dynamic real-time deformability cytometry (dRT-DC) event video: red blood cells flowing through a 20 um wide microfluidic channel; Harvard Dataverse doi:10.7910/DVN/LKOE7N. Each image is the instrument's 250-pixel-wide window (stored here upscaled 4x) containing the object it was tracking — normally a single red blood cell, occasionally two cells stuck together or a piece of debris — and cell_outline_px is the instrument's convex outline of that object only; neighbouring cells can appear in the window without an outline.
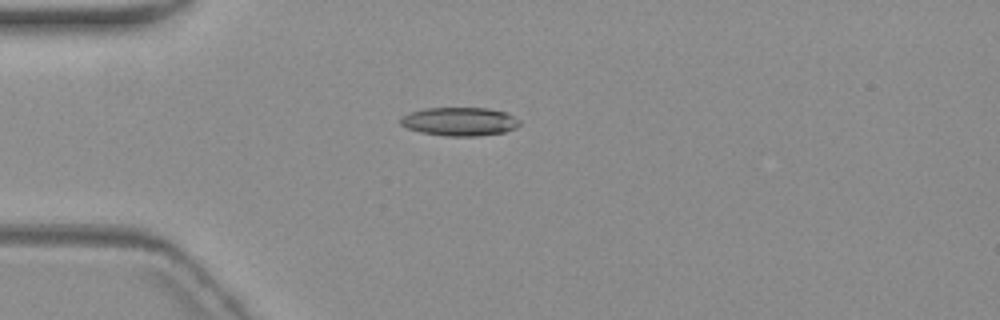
{"species": "common noctule bat (a hibernating species)", "species_latin": "Nyctalus noctula", "temperature_condition": "warm", "stored_images_in_passage": 5, "camera_frame_rate_fps": 3000, "um_per_image_px": 0.085, "animal": {"sex": "female", "body_mass_g": 19.3, "forearm_length_mm": 54.1}, "frame": {"image": 1, "passage_image": 1, "time_ms": 0.0, "image_size_px": [1000, 320], "cell_outline_px": [[520, 124], [516, 128], [504, 132], [476, 136], [444, 136], [420, 132], [408, 128], [400, 124], [400, 120], [404, 116], [412, 112], [424, 108], [488, 108], [504, 112], [520, 120]], "centroid_in_image_um": [39.08, 10.33], "position_along_channel_um": 45.9, "area_um2": 19.65}}
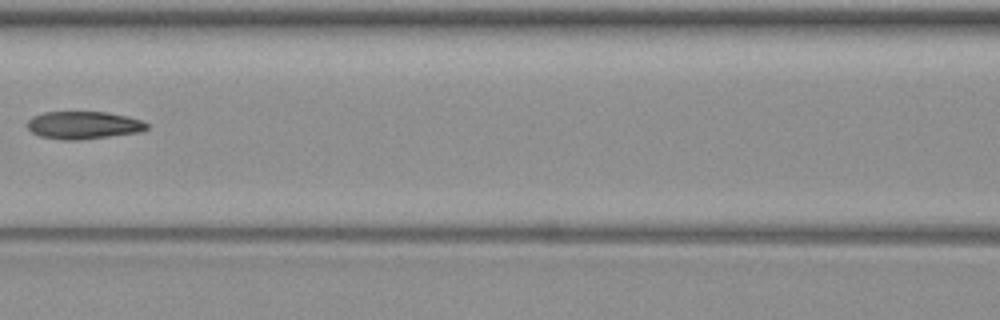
{"frame": {"image": 2, "passage_image": 4, "time_ms": 3.667, "image_size_px": [1000, 320], "cell_outline_px": [[148, 128], [140, 132], [80, 140], [64, 140], [40, 136], [32, 132], [28, 128], [28, 120], [32, 116], [44, 112], [108, 112], [128, 116], [140, 120], [148, 124]], "centroid_in_image_um": [7.1, 10.63], "position_along_channel_um": 159.5, "area_um2": 19.25}}
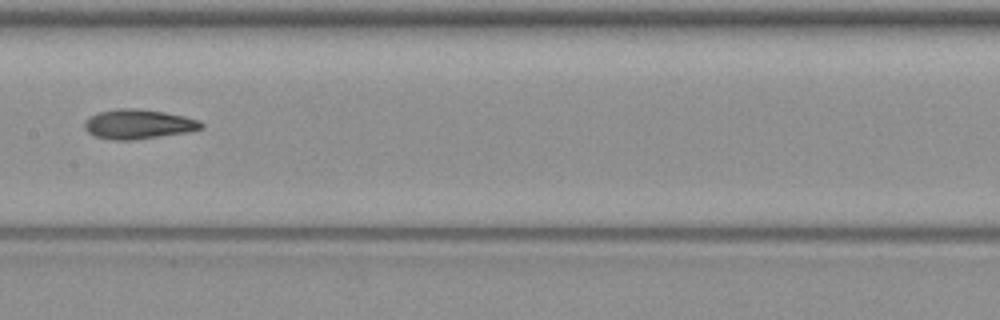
{"frame": {"image": 3, "passage_image": 5, "time_ms": 4.667, "image_size_px": [1000, 320], "cell_outline_px": [[204, 128], [188, 132], [136, 140], [112, 140], [96, 136], [88, 132], [84, 128], [84, 124], [92, 116], [100, 112], [116, 108], [136, 108], [164, 112], [184, 116], [200, 120], [204, 124]], "centroid_in_image_um": [11.81, 10.56], "position_along_channel_um": 195.6, "area_um2": 20.11}}